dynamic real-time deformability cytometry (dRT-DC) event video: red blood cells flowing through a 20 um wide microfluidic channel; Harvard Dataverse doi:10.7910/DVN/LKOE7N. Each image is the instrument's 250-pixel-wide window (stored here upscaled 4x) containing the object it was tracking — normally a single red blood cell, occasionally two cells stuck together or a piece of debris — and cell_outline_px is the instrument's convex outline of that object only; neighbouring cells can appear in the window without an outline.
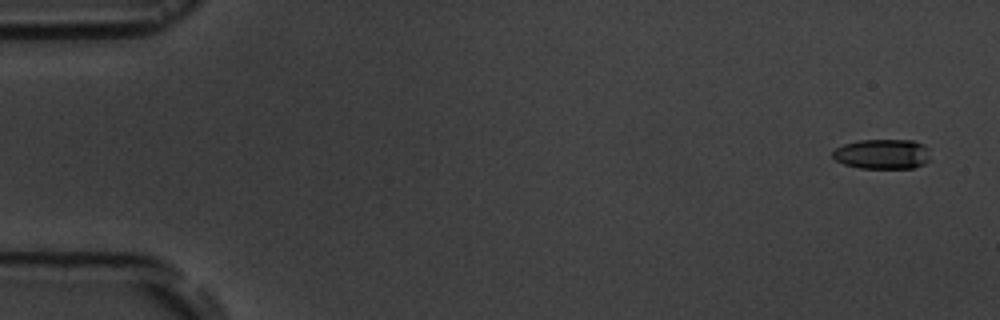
{"species": "common noctule bat (a hibernating species)", "species_latin": "Nyctalus noctula", "temperature_condition": "room temperature", "stored_images_in_passage": 5, "camera_frame_rate_fps": 3000, "um_per_image_px": 0.085, "animal": {"sex": "male", "body_mass_g": 19.5, "forearm_length_mm": 54.6}, "frame": {"image": 1, "passage_image": 1, "time_ms": 0.0, "image_size_px": [1000, 320], "cell_outline_px": [[928, 160], [924, 164], [912, 168], [860, 168], [844, 164], [836, 160], [832, 156], [832, 152], [836, 148], [844, 144], [860, 140], [912, 140], [924, 144], [928, 148]], "centroid_in_image_um": [75.0, 13.09], "position_along_channel_um": 10.0, "area_um2": 16.99}}
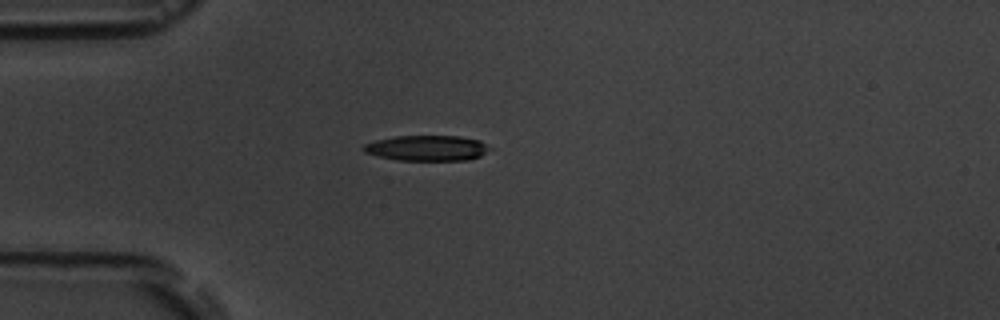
{"frame": {"image": 2, "passage_image": 5, "time_ms": 4.333, "image_size_px": [1000, 320], "cell_outline_px": [[492, 148], [480, 156], [468, 160], [396, 160], [364, 152], [364, 144], [376, 140], [396, 136], [460, 136], [480, 140]], "centroid_in_image_um": [36.33, 12.58], "position_along_channel_um": 48.7, "area_um2": 18.61}}